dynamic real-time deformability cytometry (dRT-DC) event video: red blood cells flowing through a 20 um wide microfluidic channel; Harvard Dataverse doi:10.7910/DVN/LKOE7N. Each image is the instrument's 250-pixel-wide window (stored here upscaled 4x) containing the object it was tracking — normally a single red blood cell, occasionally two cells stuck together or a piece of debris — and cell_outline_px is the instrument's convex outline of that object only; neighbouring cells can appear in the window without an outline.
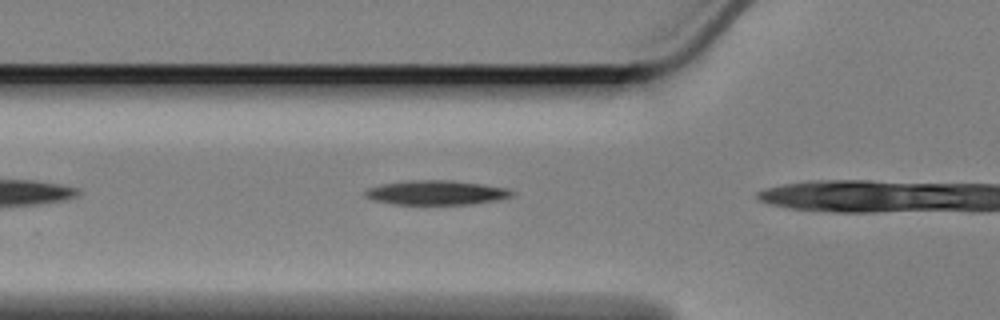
{"species": "Egyptian fruit bat (a non-hibernating species)", "species_latin": "Rousettus aegyptiacus", "temperature_condition": "cold", "stored_images_in_passage": 19, "camera_frame_rate_fps": 3000, "um_per_image_px": 0.085, "animal": {"sex": "female"}, "frame": {"image": 1, "passage_image": 4, "time_ms": 1.0, "image_size_px": [1000, 320], "cell_outline_px": [[516, 192], [512, 196], [496, 200], [472, 204], [392, 204], [372, 200], [364, 196], [364, 192], [368, 188], [380, 184], [408, 180], [452, 180], [508, 188]], "centroid_in_image_um": [37.05, 16.37], "position_along_channel_um": 88.7, "area_um2": 20.98}}
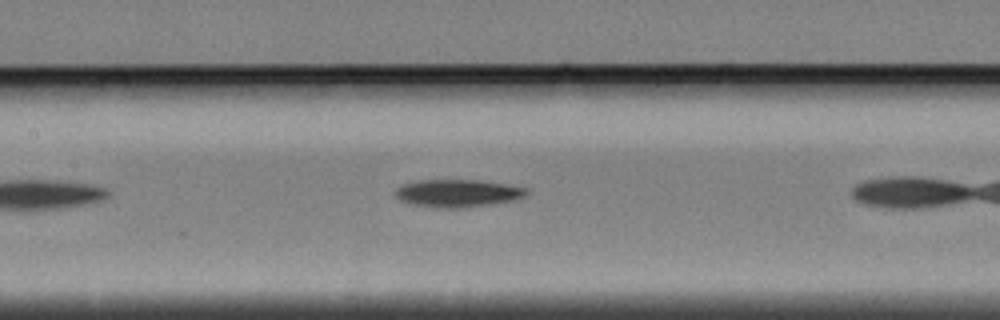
{"frame": {"image": 2, "passage_image": 11, "time_ms": 3.333, "image_size_px": [1000, 320], "cell_outline_px": [[528, 192], [524, 196], [516, 200], [492, 204], [464, 208], [440, 208], [412, 204], [400, 200], [396, 196], [396, 188], [404, 184], [416, 180], [480, 180], [528, 188]], "centroid_in_image_um": [38.92, 16.43], "position_along_channel_um": 168.5, "area_um2": 21.15}}